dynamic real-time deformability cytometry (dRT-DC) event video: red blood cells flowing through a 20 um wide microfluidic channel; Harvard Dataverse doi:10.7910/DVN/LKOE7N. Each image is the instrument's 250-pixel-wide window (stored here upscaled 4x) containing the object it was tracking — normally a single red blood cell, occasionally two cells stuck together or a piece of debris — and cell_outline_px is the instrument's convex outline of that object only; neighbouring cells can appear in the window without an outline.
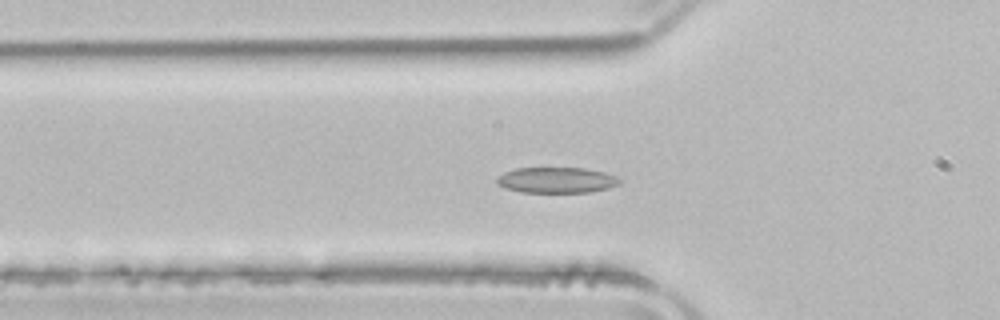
{"species": "common noctule bat (a hibernating species)", "species_latin": "Nyctalus noctula", "temperature_condition": "room temperature", "stored_images_in_passage": 53, "camera_frame_rate_fps": 3000, "um_per_image_px": 0.085, "animal": {"sex": "male", "body_mass_g": 21.5, "forearm_length_mm": 52.0}, "frame": {"image": 1, "passage_image": 18, "time_ms": 5.667, "image_size_px": [1000, 320], "cell_outline_px": [[620, 184], [608, 188], [588, 192], [520, 192], [504, 188], [496, 184], [496, 180], [504, 172], [516, 168], [584, 168], [604, 172], [616, 176], [620, 180]], "centroid_in_image_um": [47.29, 15.31], "position_along_channel_um": 78.5, "area_um2": 18.38}}
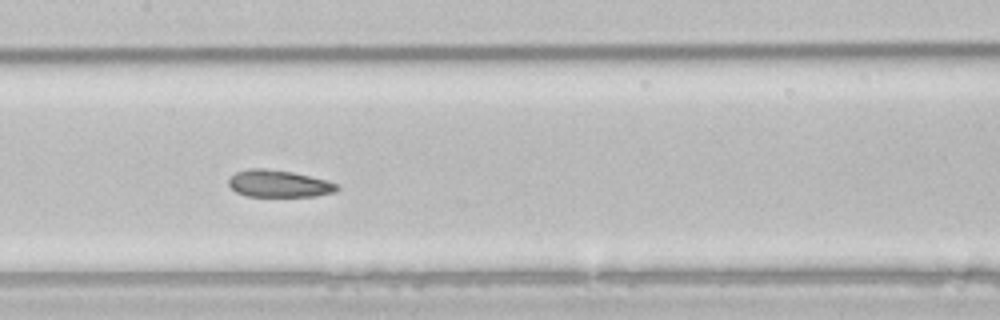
{"frame": {"image": 2, "passage_image": 26, "time_ms": 8.333, "image_size_px": [1000, 320], "cell_outline_px": [[340, 188], [336, 192], [316, 196], [248, 196], [236, 192], [228, 184], [228, 180], [236, 172], [248, 168], [264, 168], [292, 172], [328, 180], [340, 184]], "centroid_in_image_um": [23.75, 15.61], "position_along_channel_um": 183.7, "area_um2": 17.22}}
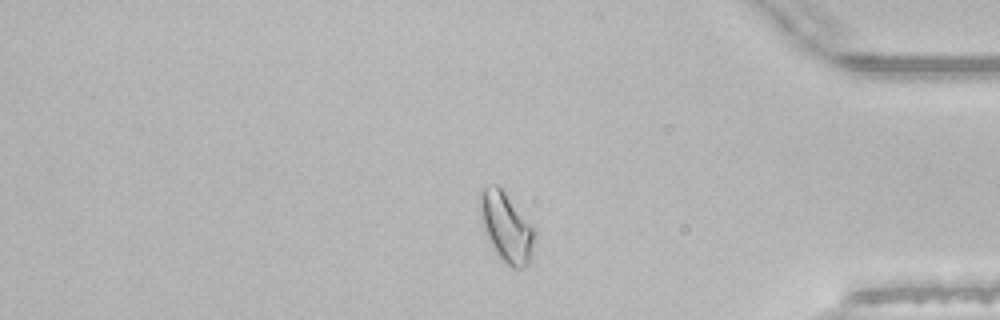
{"frame": {"image": 3, "passage_image": 44, "time_ms": 14.333, "image_size_px": [1000, 320], "cell_outline_px": [[532, 244], [528, 264], [524, 268], [512, 268], [504, 264], [496, 252], [484, 228], [480, 208], [480, 192], [484, 188], [496, 184], [500, 184], [532, 228]], "centroid_in_image_um": [43.0, 19.29], "position_along_channel_um": 392.2, "area_um2": 21.1}, "authors_computed_cell_mechanics": {"area_um2": 19.941, "velocity_mm_per_s": 3.9223, "shape_relaxation_time_tau1_ms": 4.0688, "shape_relaxation_time_tau2_ms": 1.7762, "deformation_change_tau1": 0.1139, "deformation_change_tau2": 0.0884}}